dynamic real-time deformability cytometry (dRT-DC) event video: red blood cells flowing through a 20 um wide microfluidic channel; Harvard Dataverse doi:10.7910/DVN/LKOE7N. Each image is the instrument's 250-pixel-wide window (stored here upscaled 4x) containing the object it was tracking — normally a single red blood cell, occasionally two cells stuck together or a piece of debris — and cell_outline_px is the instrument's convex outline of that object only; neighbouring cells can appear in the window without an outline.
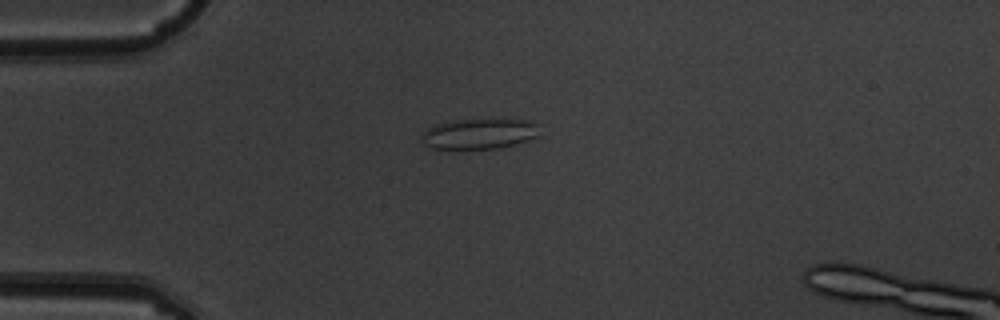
{"species": "common noctule bat (a hibernating species)", "species_latin": "Nyctalus noctula", "temperature_condition": "warm", "stored_images_in_passage": 6, "camera_frame_rate_fps": 3000, "um_per_image_px": 0.085, "animal": {"sex": "male", "body_mass_g": 19.5, "forearm_length_mm": 54.6}, "frame": {"image": 1, "passage_image": 4, "time_ms": 1.0, "image_size_px": [1000, 320], "cell_outline_px": [[544, 136], [500, 148], [432, 148], [424, 144], [420, 140], [420, 136], [428, 128], [436, 124], [456, 120], [492, 116], [528, 120], [536, 124]], "centroid_in_image_um": [40.84, 11.32], "position_along_channel_um": 44.2, "area_um2": 21.91}}
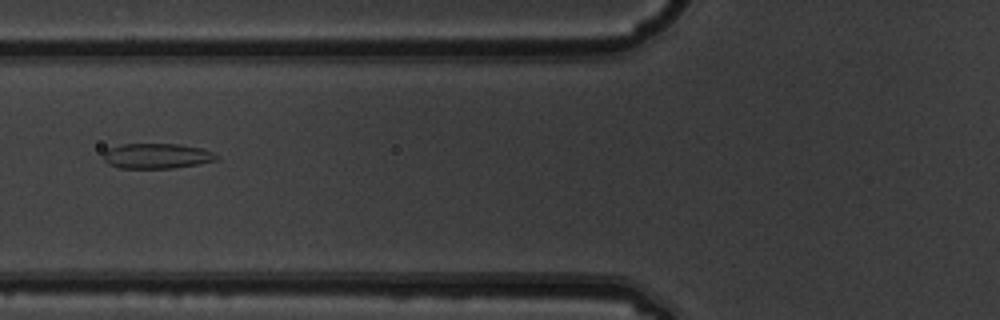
{"frame": {"image": 2, "passage_image": 6, "time_ms": 1.667, "image_size_px": [1000, 320], "cell_outline_px": [[216, 160], [196, 164], [172, 168], [120, 168], [108, 164], [104, 160], [104, 152], [108, 148], [120, 144], [180, 144], [200, 148], [212, 152], [216, 156]], "centroid_in_image_um": [13.27, 13.25], "position_along_channel_um": 112.5, "area_um2": 16.42}}